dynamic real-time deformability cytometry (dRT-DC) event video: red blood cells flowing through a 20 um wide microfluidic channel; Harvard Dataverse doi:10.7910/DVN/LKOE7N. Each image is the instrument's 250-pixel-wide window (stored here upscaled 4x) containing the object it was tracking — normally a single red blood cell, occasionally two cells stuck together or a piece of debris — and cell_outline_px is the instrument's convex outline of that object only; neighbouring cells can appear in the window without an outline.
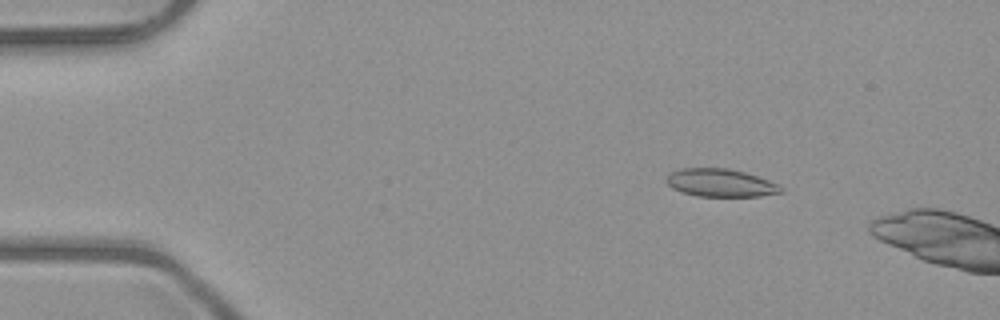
{"species": "common noctule bat (a hibernating species)", "species_latin": "Nyctalus noctula", "temperature_condition": "room temperature", "stored_images_in_passage": 14, "camera_frame_rate_fps": 3000, "um_per_image_px": 0.085, "animal": {"sex": "male", "body_mass_g": 23.1, "forearm_length_mm": 52.7}, "frame": {"image": 1, "passage_image": 7, "time_ms": 2.0, "image_size_px": [1000, 320], "cell_outline_px": [[784, 192], [760, 196], [696, 196], [672, 188], [664, 180], [672, 172], [680, 168], [728, 168], [744, 172], [780, 184], [784, 188]], "centroid_in_image_um": [61.27, 15.54], "position_along_channel_um": 23.7, "area_um2": 18.61}}